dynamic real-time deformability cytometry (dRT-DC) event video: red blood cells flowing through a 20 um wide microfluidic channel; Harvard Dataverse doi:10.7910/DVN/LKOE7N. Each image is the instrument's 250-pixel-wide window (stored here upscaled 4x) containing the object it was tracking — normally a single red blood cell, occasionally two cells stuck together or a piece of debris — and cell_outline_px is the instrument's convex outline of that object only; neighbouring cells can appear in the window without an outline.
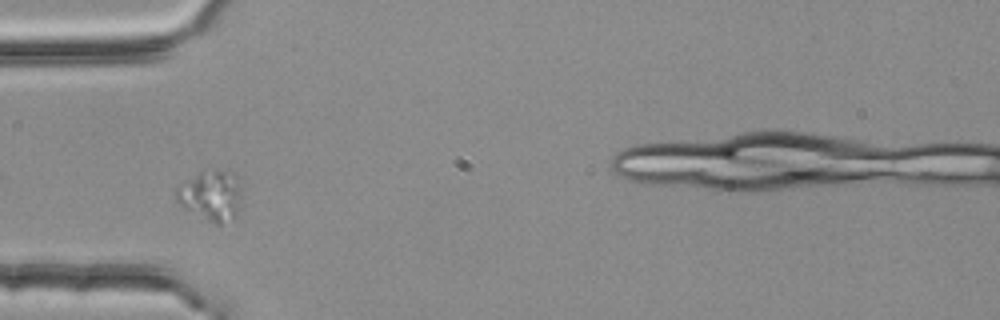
{"species": "common noctule bat (a hibernating species)", "species_latin": "Nyctalus noctula", "temperature_condition": "room temperature", "stored_images_in_passage": 38, "camera_frame_rate_fps": 3000, "um_per_image_px": 0.085, "animal": {"sex": "female", "body_mass_g": 25.1}, "frame": {"image": 1, "passage_image": 3, "time_ms": 0.667, "image_size_px": [1000, 320], "cell_outline_px": [[240, 196], [236, 212], [232, 216], [220, 224], [216, 224], [184, 208], [176, 200], [172, 192], [176, 188], [200, 172], [224, 172], [236, 176], [240, 192]], "centroid_in_image_um": [17.86, 16.64], "position_along_channel_um": 67.1, "area_um2": 18.09}}